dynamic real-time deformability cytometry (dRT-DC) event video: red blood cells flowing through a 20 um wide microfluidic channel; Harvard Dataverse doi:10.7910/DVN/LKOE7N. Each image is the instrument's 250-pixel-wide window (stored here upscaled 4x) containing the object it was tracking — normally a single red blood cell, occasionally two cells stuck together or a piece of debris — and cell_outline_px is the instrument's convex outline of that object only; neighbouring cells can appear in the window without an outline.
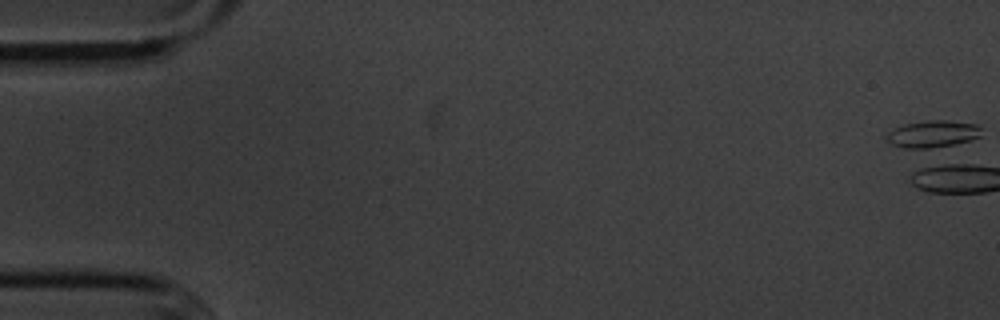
{"species": "common noctule bat (a hibernating species)", "species_latin": "Nyctalus noctula", "temperature_condition": "cold", "stored_images_in_passage": 1, "camera_frame_rate_fps": 3000, "um_per_image_px": 0.085, "animal": {"sex": "male", "body_mass_g": 20.1, "forearm_length_mm": 53.5}, "frame": {"image": 1, "passage_image": 1, "time_ms": 0.0, "image_size_px": [1000, 320], "cell_outline_px": [[984, 128], [980, 136], [972, 140], [944, 148], [904, 148], [892, 144], [888, 140], [888, 132], [904, 124], [928, 120], [948, 120], [976, 124]], "centroid_in_image_um": [79.38, 11.4], "position_along_channel_um": 5.6, "area_um2": 15.2}}